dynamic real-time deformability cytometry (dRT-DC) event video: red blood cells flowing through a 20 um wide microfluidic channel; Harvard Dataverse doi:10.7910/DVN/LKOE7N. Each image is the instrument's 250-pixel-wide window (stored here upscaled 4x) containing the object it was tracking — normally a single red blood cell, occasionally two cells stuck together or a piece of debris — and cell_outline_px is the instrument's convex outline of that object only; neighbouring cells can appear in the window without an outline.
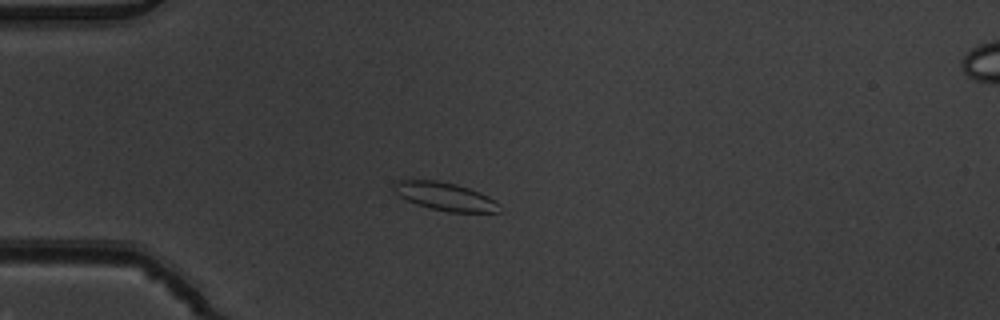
{"species": "common noctule bat (a hibernating species)", "species_latin": "Nyctalus noctula", "temperature_condition": "warm", "stored_images_in_passage": 5, "camera_frame_rate_fps": 3000, "um_per_image_px": 0.085, "animal": {"sex": "male", "body_mass_g": 19.5, "forearm_length_mm": 54.6}, "frame": {"image": 1, "passage_image": 3, "time_ms": 0.667, "image_size_px": [1000, 320], "cell_outline_px": [[500, 212], [448, 212], [416, 204], [400, 196], [392, 188], [392, 184], [396, 180], [436, 180], [456, 184], [480, 192], [496, 200], [500, 204]], "centroid_in_image_um": [37.84, 16.69], "position_along_channel_um": 47.2, "area_um2": 17.28}}